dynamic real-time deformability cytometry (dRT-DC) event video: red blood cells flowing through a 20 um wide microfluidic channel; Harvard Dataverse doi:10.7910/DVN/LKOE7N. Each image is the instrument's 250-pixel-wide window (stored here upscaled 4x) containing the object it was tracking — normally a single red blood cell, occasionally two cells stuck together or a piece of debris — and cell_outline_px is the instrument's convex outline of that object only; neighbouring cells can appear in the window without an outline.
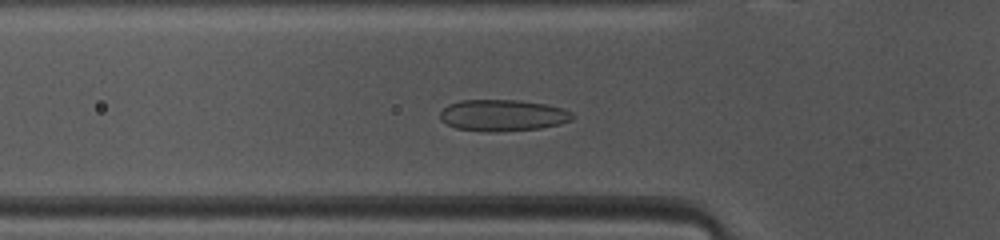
{"species": "common noctule bat (a hibernating species)", "species_latin": "Nyctalus noctula", "temperature_condition": "warm", "stored_images_in_passage": 39, "camera_frame_rate_fps": 3000, "um_per_image_px": 0.085, "animal": {"sex": "female", "body_mass_g": 10.0, "forearm_length_mm": 53.1}, "frame": {"image": 1, "passage_image": 6, "time_ms": 1.667, "image_size_px": [1000, 240], "cell_outline_px": [[576, 116], [572, 120], [560, 124], [540, 128], [496, 132], [488, 132], [456, 128], [440, 120], [440, 112], [448, 104], [460, 100], [520, 100], [544, 104], [564, 108], [572, 112]], "centroid_in_image_um": [42.75, 9.8], "position_along_channel_um": 83.0, "area_um2": 24.45}}
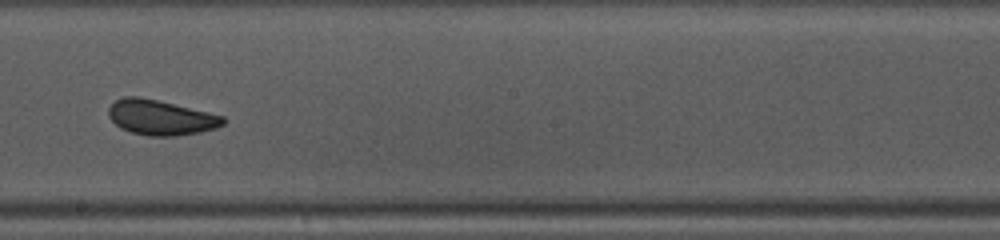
{"frame": {"image": 2, "passage_image": 17, "time_ms": 5.333, "image_size_px": [1000, 240], "cell_outline_px": [[228, 120], [224, 124], [216, 128], [200, 132], [172, 136], [148, 136], [132, 132], [120, 128], [108, 116], [108, 108], [116, 100], [124, 96], [140, 96], [208, 112], [224, 116]], "centroid_in_image_um": [13.67, 9.98], "position_along_channel_um": 234.5, "area_um2": 23.41}}
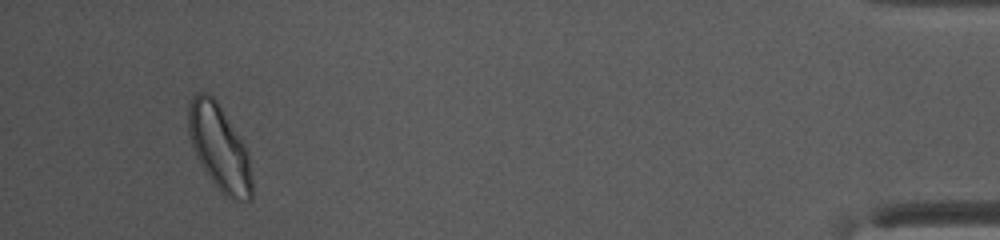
{"frame": {"image": 3, "passage_image": 36, "time_ms": 11.667, "image_size_px": [1000, 240], "cell_outline_px": [[252, 200], [232, 200], [224, 196], [200, 164], [196, 156], [188, 132], [188, 104], [192, 96], [196, 92], [208, 92], [216, 100], [244, 144], [248, 152], [252, 176]], "centroid_in_image_um": [18.64, 12.55], "position_along_channel_um": 416.6, "area_um2": 31.67}, "authors_computed_cell_mechanics": {"area_um2": 24.0448, "velocity_mm_per_s": 4.11, "shape_relaxation_time_tau1_ms": 5.2861, "shape_relaxation_time_tau2_ms": 1.0215, "deformation_change_tau1": 0.1258, "deformation_change_tau2": 0.0767}}